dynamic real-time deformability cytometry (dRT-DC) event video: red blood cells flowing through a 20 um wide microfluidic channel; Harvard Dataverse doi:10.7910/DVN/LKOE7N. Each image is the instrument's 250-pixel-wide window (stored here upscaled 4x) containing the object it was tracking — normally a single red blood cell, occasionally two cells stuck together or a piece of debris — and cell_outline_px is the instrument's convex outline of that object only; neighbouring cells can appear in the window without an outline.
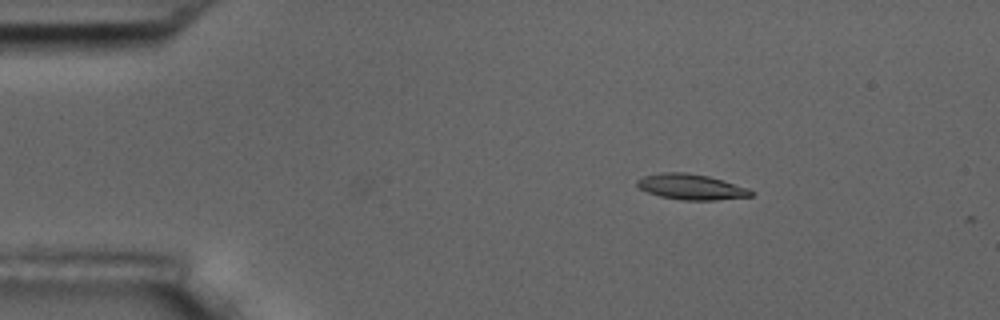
{"species": "common noctule bat (a hibernating species)", "species_latin": "Nyctalus noctula", "temperature_condition": "room temperature", "stored_images_in_passage": 3, "camera_frame_rate_fps": 3000, "um_per_image_px": 0.085, "animal": {"sex": "male", "body_mass_g": 17.5, "forearm_length_mm": 52.3}, "frame": {"image": 1, "passage_image": 1, "time_ms": 0.0, "image_size_px": [1000, 320], "cell_outline_px": [[756, 192], [752, 196], [716, 200], [680, 200], [660, 196], [648, 192], [640, 188], [636, 184], [636, 180], [644, 176], [660, 172], [684, 172], [708, 176], [748, 188]], "centroid_in_image_um": [58.75, 15.88], "position_along_channel_um": 26.3, "area_um2": 16.94}}